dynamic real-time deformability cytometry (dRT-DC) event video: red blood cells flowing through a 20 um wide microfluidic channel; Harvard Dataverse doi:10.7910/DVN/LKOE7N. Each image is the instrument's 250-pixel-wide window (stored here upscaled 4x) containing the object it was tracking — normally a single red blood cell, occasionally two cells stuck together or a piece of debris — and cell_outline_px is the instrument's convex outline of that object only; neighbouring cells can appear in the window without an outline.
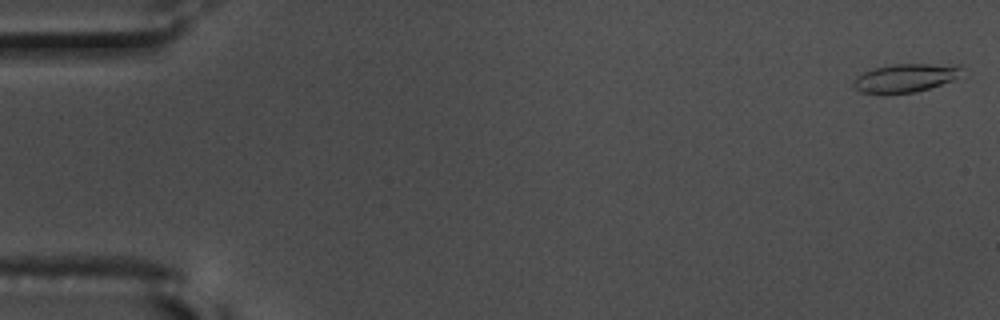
{"species": "common noctule bat (a hibernating species)", "species_latin": "Nyctalus noctula", "temperature_condition": "warm", "stored_images_in_passage": 57, "camera_frame_rate_fps": 3000, "um_per_image_px": 0.085, "animal": {"sex": "male", "body_mass_g": 17.5, "forearm_length_mm": 52.3}, "frame": {"image": 1, "passage_image": 2, "time_ms": 0.333, "image_size_px": [1000, 320], "cell_outline_px": [[964, 68], [952, 80], [916, 92], [880, 96], [860, 92], [852, 84], [856, 76], [864, 72], [876, 68], [896, 64], [960, 64]], "centroid_in_image_um": [76.91, 6.65], "position_along_channel_um": 8.1, "area_um2": 18.21}}
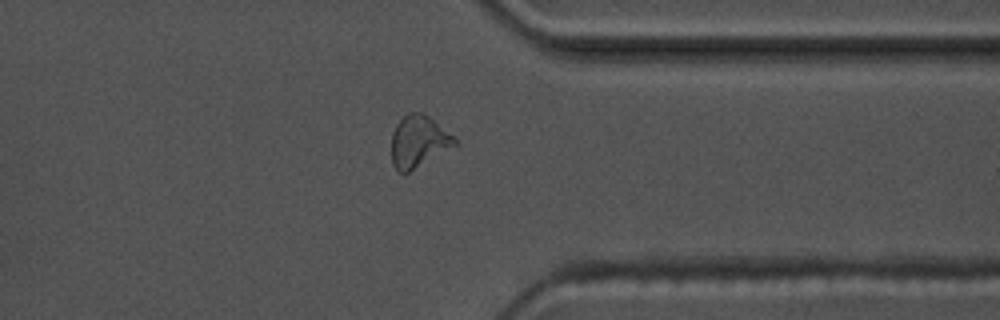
{"frame": {"image": 2, "passage_image": 45, "time_ms": 14.667, "image_size_px": [1000, 320], "cell_outline_px": [[456, 144], [408, 172], [400, 172], [392, 164], [392, 132], [396, 124], [408, 112], [420, 112], [428, 116], [452, 136], [456, 140]], "centroid_in_image_um": [35.52, 12.01], "position_along_channel_um": 375.9, "area_um2": 18.38}}
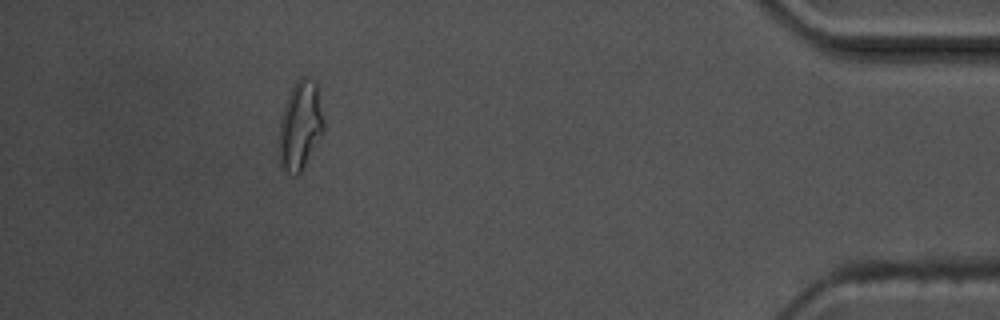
{"frame": {"image": 3, "passage_image": 52, "time_ms": 17.0, "image_size_px": [1000, 320], "cell_outline_px": [[324, 132], [300, 172], [296, 176], [292, 176], [280, 164], [280, 120], [284, 104], [296, 80], [300, 76], [304, 76], [316, 80], [324, 120]], "centroid_in_image_um": [25.54, 10.62], "position_along_channel_um": 409.7, "area_um2": 23.0}, "authors_computed_cell_mechanics": {"area_um2": 17.34, "velocity_mm_per_s": 3.6457, "shape_relaxation_time_tau1_ms": null, "shape_relaxation_time_tau2_ms": 2.4219, "deformation_change_tau1": null, "deformation_change_tau2": 0.0979}}